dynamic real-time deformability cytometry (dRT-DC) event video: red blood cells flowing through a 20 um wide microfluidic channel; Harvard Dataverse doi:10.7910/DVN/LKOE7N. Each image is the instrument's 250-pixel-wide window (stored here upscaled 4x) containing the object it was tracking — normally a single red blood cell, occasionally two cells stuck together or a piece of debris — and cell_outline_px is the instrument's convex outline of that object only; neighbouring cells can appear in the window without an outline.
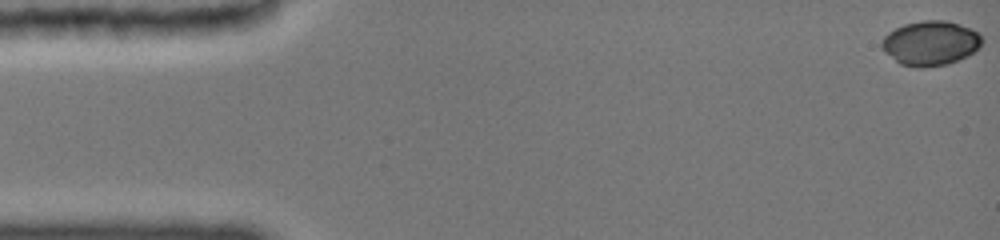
{"species": "common noctule bat (a hibernating species)", "species_latin": "Nyctalus noctula", "temperature_condition": "cold", "stored_images_in_passage": 8, "camera_frame_rate_fps": 3000, "um_per_image_px": 0.085, "animal": {"sex": "female", "body_mass_g": 19.0, "forearm_length_mm": 51.5}, "frame": {"image": 1, "passage_image": 1, "time_ms": 0.0, "image_size_px": [1000, 240], "cell_outline_px": [[984, 40], [980, 48], [968, 56], [948, 64], [924, 68], [916, 68], [900, 64], [884, 52], [880, 48], [880, 40], [888, 32], [904, 24], [924, 20], [944, 20], [968, 28], [976, 32]], "centroid_in_image_um": [79.06, 3.69], "position_along_channel_um": 5.9, "area_um2": 26.24}}
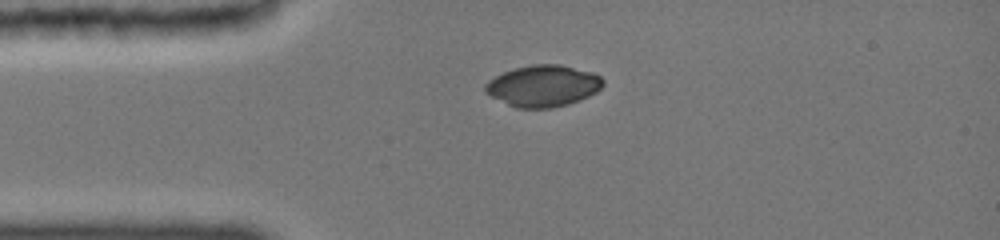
{"frame": {"image": 2, "passage_image": 7, "time_ms": 3.667, "image_size_px": [1000, 240], "cell_outline_px": [[604, 84], [596, 92], [580, 100], [568, 104], [548, 108], [516, 108], [484, 92], [484, 84], [488, 80], [504, 72], [516, 68], [532, 64], [560, 64], [592, 72], [600, 76], [604, 80]], "centroid_in_image_um": [46.17, 7.29], "position_along_channel_um": 38.8, "area_um2": 28.38}}